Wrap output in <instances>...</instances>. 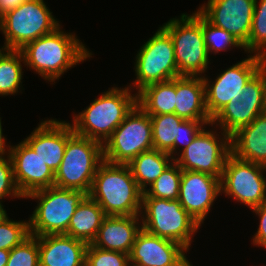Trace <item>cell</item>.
<instances>
[{
  "instance_id": "cell-1",
  "label": "cell",
  "mask_w": 266,
  "mask_h": 266,
  "mask_svg": "<svg viewBox=\"0 0 266 266\" xmlns=\"http://www.w3.org/2000/svg\"><path fill=\"white\" fill-rule=\"evenodd\" d=\"M60 28L20 49L24 65L50 82L59 79L72 66L92 55L75 34L66 33Z\"/></svg>"
},
{
  "instance_id": "cell-2",
  "label": "cell",
  "mask_w": 266,
  "mask_h": 266,
  "mask_svg": "<svg viewBox=\"0 0 266 266\" xmlns=\"http://www.w3.org/2000/svg\"><path fill=\"white\" fill-rule=\"evenodd\" d=\"M143 191L126 164L103 160L97 168L88 196L106 216L140 215Z\"/></svg>"
},
{
  "instance_id": "cell-3",
  "label": "cell",
  "mask_w": 266,
  "mask_h": 266,
  "mask_svg": "<svg viewBox=\"0 0 266 266\" xmlns=\"http://www.w3.org/2000/svg\"><path fill=\"white\" fill-rule=\"evenodd\" d=\"M130 88H109L81 113L74 115L71 124L74 133L104 144L137 104V93L131 94Z\"/></svg>"
},
{
  "instance_id": "cell-4",
  "label": "cell",
  "mask_w": 266,
  "mask_h": 266,
  "mask_svg": "<svg viewBox=\"0 0 266 266\" xmlns=\"http://www.w3.org/2000/svg\"><path fill=\"white\" fill-rule=\"evenodd\" d=\"M181 14L161 26L171 37L180 76H202L209 62V54L202 31V14ZM201 73V74H200Z\"/></svg>"
},
{
  "instance_id": "cell-5",
  "label": "cell",
  "mask_w": 266,
  "mask_h": 266,
  "mask_svg": "<svg viewBox=\"0 0 266 266\" xmlns=\"http://www.w3.org/2000/svg\"><path fill=\"white\" fill-rule=\"evenodd\" d=\"M87 196L83 191L51 186L30 193L25 198L38 199L29 218L30 235L66 234L76 207Z\"/></svg>"
},
{
  "instance_id": "cell-6",
  "label": "cell",
  "mask_w": 266,
  "mask_h": 266,
  "mask_svg": "<svg viewBox=\"0 0 266 266\" xmlns=\"http://www.w3.org/2000/svg\"><path fill=\"white\" fill-rule=\"evenodd\" d=\"M103 144L74 133L68 140L54 186L90 192L97 168L103 161Z\"/></svg>"
},
{
  "instance_id": "cell-7",
  "label": "cell",
  "mask_w": 266,
  "mask_h": 266,
  "mask_svg": "<svg viewBox=\"0 0 266 266\" xmlns=\"http://www.w3.org/2000/svg\"><path fill=\"white\" fill-rule=\"evenodd\" d=\"M140 219L142 229L148 233L175 241L187 250L201 226L179 200L142 198Z\"/></svg>"
},
{
  "instance_id": "cell-8",
  "label": "cell",
  "mask_w": 266,
  "mask_h": 266,
  "mask_svg": "<svg viewBox=\"0 0 266 266\" xmlns=\"http://www.w3.org/2000/svg\"><path fill=\"white\" fill-rule=\"evenodd\" d=\"M60 27L44 0H28L0 18L4 47L20 50L27 43L50 34Z\"/></svg>"
},
{
  "instance_id": "cell-9",
  "label": "cell",
  "mask_w": 266,
  "mask_h": 266,
  "mask_svg": "<svg viewBox=\"0 0 266 266\" xmlns=\"http://www.w3.org/2000/svg\"><path fill=\"white\" fill-rule=\"evenodd\" d=\"M150 116L136 104L103 144V159L128 165L140 153L153 149Z\"/></svg>"
},
{
  "instance_id": "cell-10",
  "label": "cell",
  "mask_w": 266,
  "mask_h": 266,
  "mask_svg": "<svg viewBox=\"0 0 266 266\" xmlns=\"http://www.w3.org/2000/svg\"><path fill=\"white\" fill-rule=\"evenodd\" d=\"M135 61L133 86L137 93L148 85L180 76L172 39L162 27L141 46Z\"/></svg>"
},
{
  "instance_id": "cell-11",
  "label": "cell",
  "mask_w": 266,
  "mask_h": 266,
  "mask_svg": "<svg viewBox=\"0 0 266 266\" xmlns=\"http://www.w3.org/2000/svg\"><path fill=\"white\" fill-rule=\"evenodd\" d=\"M266 167L237 159L230 154L221 177V192L250 209L266 201Z\"/></svg>"
},
{
  "instance_id": "cell-12",
  "label": "cell",
  "mask_w": 266,
  "mask_h": 266,
  "mask_svg": "<svg viewBox=\"0 0 266 266\" xmlns=\"http://www.w3.org/2000/svg\"><path fill=\"white\" fill-rule=\"evenodd\" d=\"M221 135L203 128L187 148L179 151L181 154L174 161L181 170L207 173L221 179L225 161L231 154L230 136L225 132Z\"/></svg>"
},
{
  "instance_id": "cell-13",
  "label": "cell",
  "mask_w": 266,
  "mask_h": 266,
  "mask_svg": "<svg viewBox=\"0 0 266 266\" xmlns=\"http://www.w3.org/2000/svg\"><path fill=\"white\" fill-rule=\"evenodd\" d=\"M223 73L218 74L214 82L202 76L205 86L206 109L211 118L229 102L239 101L244 86L261 69L264 58L249 54Z\"/></svg>"
},
{
  "instance_id": "cell-14",
  "label": "cell",
  "mask_w": 266,
  "mask_h": 266,
  "mask_svg": "<svg viewBox=\"0 0 266 266\" xmlns=\"http://www.w3.org/2000/svg\"><path fill=\"white\" fill-rule=\"evenodd\" d=\"M255 0H208L197 9L211 24L231 33L243 46L250 36Z\"/></svg>"
},
{
  "instance_id": "cell-15",
  "label": "cell",
  "mask_w": 266,
  "mask_h": 266,
  "mask_svg": "<svg viewBox=\"0 0 266 266\" xmlns=\"http://www.w3.org/2000/svg\"><path fill=\"white\" fill-rule=\"evenodd\" d=\"M8 147L14 179L24 198L32 192L54 186L55 173L25 140Z\"/></svg>"
},
{
  "instance_id": "cell-16",
  "label": "cell",
  "mask_w": 266,
  "mask_h": 266,
  "mask_svg": "<svg viewBox=\"0 0 266 266\" xmlns=\"http://www.w3.org/2000/svg\"><path fill=\"white\" fill-rule=\"evenodd\" d=\"M219 194H222L219 177L198 171L182 170L178 200L200 225L203 224Z\"/></svg>"
},
{
  "instance_id": "cell-17",
  "label": "cell",
  "mask_w": 266,
  "mask_h": 266,
  "mask_svg": "<svg viewBox=\"0 0 266 266\" xmlns=\"http://www.w3.org/2000/svg\"><path fill=\"white\" fill-rule=\"evenodd\" d=\"M186 251L175 241L141 229L136 235L129 259L130 263L145 266H193L186 258Z\"/></svg>"
},
{
  "instance_id": "cell-18",
  "label": "cell",
  "mask_w": 266,
  "mask_h": 266,
  "mask_svg": "<svg viewBox=\"0 0 266 266\" xmlns=\"http://www.w3.org/2000/svg\"><path fill=\"white\" fill-rule=\"evenodd\" d=\"M73 134L71 123L50 119L42 121L24 140L55 173L62 162L67 140Z\"/></svg>"
},
{
  "instance_id": "cell-19",
  "label": "cell",
  "mask_w": 266,
  "mask_h": 266,
  "mask_svg": "<svg viewBox=\"0 0 266 266\" xmlns=\"http://www.w3.org/2000/svg\"><path fill=\"white\" fill-rule=\"evenodd\" d=\"M39 266H84L88 244L66 234L38 236Z\"/></svg>"
},
{
  "instance_id": "cell-20",
  "label": "cell",
  "mask_w": 266,
  "mask_h": 266,
  "mask_svg": "<svg viewBox=\"0 0 266 266\" xmlns=\"http://www.w3.org/2000/svg\"><path fill=\"white\" fill-rule=\"evenodd\" d=\"M139 217L140 215L106 216L91 244L99 249L129 255L136 235L142 229Z\"/></svg>"
},
{
  "instance_id": "cell-21",
  "label": "cell",
  "mask_w": 266,
  "mask_h": 266,
  "mask_svg": "<svg viewBox=\"0 0 266 266\" xmlns=\"http://www.w3.org/2000/svg\"><path fill=\"white\" fill-rule=\"evenodd\" d=\"M231 154L266 167V112L230 136Z\"/></svg>"
},
{
  "instance_id": "cell-22",
  "label": "cell",
  "mask_w": 266,
  "mask_h": 266,
  "mask_svg": "<svg viewBox=\"0 0 266 266\" xmlns=\"http://www.w3.org/2000/svg\"><path fill=\"white\" fill-rule=\"evenodd\" d=\"M174 114L185 120L212 121L206 109L202 76L176 77Z\"/></svg>"
},
{
  "instance_id": "cell-23",
  "label": "cell",
  "mask_w": 266,
  "mask_h": 266,
  "mask_svg": "<svg viewBox=\"0 0 266 266\" xmlns=\"http://www.w3.org/2000/svg\"><path fill=\"white\" fill-rule=\"evenodd\" d=\"M105 217L99 204L87 195L76 207L66 235L91 244Z\"/></svg>"
},
{
  "instance_id": "cell-24",
  "label": "cell",
  "mask_w": 266,
  "mask_h": 266,
  "mask_svg": "<svg viewBox=\"0 0 266 266\" xmlns=\"http://www.w3.org/2000/svg\"><path fill=\"white\" fill-rule=\"evenodd\" d=\"M176 78L154 83L137 93V104L149 115L175 113Z\"/></svg>"
},
{
  "instance_id": "cell-25",
  "label": "cell",
  "mask_w": 266,
  "mask_h": 266,
  "mask_svg": "<svg viewBox=\"0 0 266 266\" xmlns=\"http://www.w3.org/2000/svg\"><path fill=\"white\" fill-rule=\"evenodd\" d=\"M173 160L167 152L152 149L140 153L128 166L138 187L144 192L148 185L150 186L161 176Z\"/></svg>"
},
{
  "instance_id": "cell-26",
  "label": "cell",
  "mask_w": 266,
  "mask_h": 266,
  "mask_svg": "<svg viewBox=\"0 0 266 266\" xmlns=\"http://www.w3.org/2000/svg\"><path fill=\"white\" fill-rule=\"evenodd\" d=\"M264 112L265 104H247L241 100L229 102L212 118L211 126L216 124L221 127L220 130L231 136Z\"/></svg>"
},
{
  "instance_id": "cell-27",
  "label": "cell",
  "mask_w": 266,
  "mask_h": 266,
  "mask_svg": "<svg viewBox=\"0 0 266 266\" xmlns=\"http://www.w3.org/2000/svg\"><path fill=\"white\" fill-rule=\"evenodd\" d=\"M153 132V149L167 152L173 159L174 141H178L179 125L185 120L176 114L150 116Z\"/></svg>"
},
{
  "instance_id": "cell-28",
  "label": "cell",
  "mask_w": 266,
  "mask_h": 266,
  "mask_svg": "<svg viewBox=\"0 0 266 266\" xmlns=\"http://www.w3.org/2000/svg\"><path fill=\"white\" fill-rule=\"evenodd\" d=\"M24 57L20 50L5 49L0 55V95H14L22 85V64Z\"/></svg>"
},
{
  "instance_id": "cell-29",
  "label": "cell",
  "mask_w": 266,
  "mask_h": 266,
  "mask_svg": "<svg viewBox=\"0 0 266 266\" xmlns=\"http://www.w3.org/2000/svg\"><path fill=\"white\" fill-rule=\"evenodd\" d=\"M181 176L182 170L173 160L161 176L143 192L142 198L178 200Z\"/></svg>"
},
{
  "instance_id": "cell-30",
  "label": "cell",
  "mask_w": 266,
  "mask_h": 266,
  "mask_svg": "<svg viewBox=\"0 0 266 266\" xmlns=\"http://www.w3.org/2000/svg\"><path fill=\"white\" fill-rule=\"evenodd\" d=\"M244 50L266 59V0H255L250 36Z\"/></svg>"
},
{
  "instance_id": "cell-31",
  "label": "cell",
  "mask_w": 266,
  "mask_h": 266,
  "mask_svg": "<svg viewBox=\"0 0 266 266\" xmlns=\"http://www.w3.org/2000/svg\"><path fill=\"white\" fill-rule=\"evenodd\" d=\"M202 31L209 56L212 52H214L212 54H216L231 47H239L244 50V46L231 33L211 24L203 15Z\"/></svg>"
},
{
  "instance_id": "cell-32",
  "label": "cell",
  "mask_w": 266,
  "mask_h": 266,
  "mask_svg": "<svg viewBox=\"0 0 266 266\" xmlns=\"http://www.w3.org/2000/svg\"><path fill=\"white\" fill-rule=\"evenodd\" d=\"M29 236V221H14L7 216L0 223V249L10 251Z\"/></svg>"
},
{
  "instance_id": "cell-33",
  "label": "cell",
  "mask_w": 266,
  "mask_h": 266,
  "mask_svg": "<svg viewBox=\"0 0 266 266\" xmlns=\"http://www.w3.org/2000/svg\"><path fill=\"white\" fill-rule=\"evenodd\" d=\"M6 266H39V245L36 236L30 235L10 250Z\"/></svg>"
},
{
  "instance_id": "cell-34",
  "label": "cell",
  "mask_w": 266,
  "mask_h": 266,
  "mask_svg": "<svg viewBox=\"0 0 266 266\" xmlns=\"http://www.w3.org/2000/svg\"><path fill=\"white\" fill-rule=\"evenodd\" d=\"M129 255L105 249H99L88 244L86 249V266H129Z\"/></svg>"
},
{
  "instance_id": "cell-35",
  "label": "cell",
  "mask_w": 266,
  "mask_h": 266,
  "mask_svg": "<svg viewBox=\"0 0 266 266\" xmlns=\"http://www.w3.org/2000/svg\"><path fill=\"white\" fill-rule=\"evenodd\" d=\"M8 196L24 198L16 185L9 155L7 158H0V204H2V199Z\"/></svg>"
},
{
  "instance_id": "cell-36",
  "label": "cell",
  "mask_w": 266,
  "mask_h": 266,
  "mask_svg": "<svg viewBox=\"0 0 266 266\" xmlns=\"http://www.w3.org/2000/svg\"><path fill=\"white\" fill-rule=\"evenodd\" d=\"M240 100L247 104H265V78L261 70L244 86Z\"/></svg>"
},
{
  "instance_id": "cell-37",
  "label": "cell",
  "mask_w": 266,
  "mask_h": 266,
  "mask_svg": "<svg viewBox=\"0 0 266 266\" xmlns=\"http://www.w3.org/2000/svg\"><path fill=\"white\" fill-rule=\"evenodd\" d=\"M211 123L212 121L184 120L179 125L178 141H174V155L175 154L179 155V153H177V149L181 144L184 145L183 146L184 148H182L183 151L200 133V131L205 127V125L210 126Z\"/></svg>"
},
{
  "instance_id": "cell-38",
  "label": "cell",
  "mask_w": 266,
  "mask_h": 266,
  "mask_svg": "<svg viewBox=\"0 0 266 266\" xmlns=\"http://www.w3.org/2000/svg\"><path fill=\"white\" fill-rule=\"evenodd\" d=\"M251 210H253V212L257 214L258 218L260 219L259 228L252 238V243L258 247L262 246L266 248V201Z\"/></svg>"
},
{
  "instance_id": "cell-39",
  "label": "cell",
  "mask_w": 266,
  "mask_h": 266,
  "mask_svg": "<svg viewBox=\"0 0 266 266\" xmlns=\"http://www.w3.org/2000/svg\"><path fill=\"white\" fill-rule=\"evenodd\" d=\"M28 0H0V18Z\"/></svg>"
},
{
  "instance_id": "cell-40",
  "label": "cell",
  "mask_w": 266,
  "mask_h": 266,
  "mask_svg": "<svg viewBox=\"0 0 266 266\" xmlns=\"http://www.w3.org/2000/svg\"><path fill=\"white\" fill-rule=\"evenodd\" d=\"M2 131L3 130H2V124H1V117H0V158L6 157L5 155H9V152H7V149L5 148V147H7L6 143H5L6 139L3 136V132Z\"/></svg>"
},
{
  "instance_id": "cell-41",
  "label": "cell",
  "mask_w": 266,
  "mask_h": 266,
  "mask_svg": "<svg viewBox=\"0 0 266 266\" xmlns=\"http://www.w3.org/2000/svg\"><path fill=\"white\" fill-rule=\"evenodd\" d=\"M10 251L0 249V266H6L9 259Z\"/></svg>"
},
{
  "instance_id": "cell-42",
  "label": "cell",
  "mask_w": 266,
  "mask_h": 266,
  "mask_svg": "<svg viewBox=\"0 0 266 266\" xmlns=\"http://www.w3.org/2000/svg\"><path fill=\"white\" fill-rule=\"evenodd\" d=\"M260 70L264 73V78H265V112H266V59L263 60Z\"/></svg>"
},
{
  "instance_id": "cell-43",
  "label": "cell",
  "mask_w": 266,
  "mask_h": 266,
  "mask_svg": "<svg viewBox=\"0 0 266 266\" xmlns=\"http://www.w3.org/2000/svg\"><path fill=\"white\" fill-rule=\"evenodd\" d=\"M7 217L6 210L4 209V206L0 204V223Z\"/></svg>"
},
{
  "instance_id": "cell-44",
  "label": "cell",
  "mask_w": 266,
  "mask_h": 266,
  "mask_svg": "<svg viewBox=\"0 0 266 266\" xmlns=\"http://www.w3.org/2000/svg\"><path fill=\"white\" fill-rule=\"evenodd\" d=\"M129 266H145V265L138 264V263H130Z\"/></svg>"
},
{
  "instance_id": "cell-45",
  "label": "cell",
  "mask_w": 266,
  "mask_h": 266,
  "mask_svg": "<svg viewBox=\"0 0 266 266\" xmlns=\"http://www.w3.org/2000/svg\"><path fill=\"white\" fill-rule=\"evenodd\" d=\"M5 50V47L3 46L2 48H0V55L1 53Z\"/></svg>"
}]
</instances>
